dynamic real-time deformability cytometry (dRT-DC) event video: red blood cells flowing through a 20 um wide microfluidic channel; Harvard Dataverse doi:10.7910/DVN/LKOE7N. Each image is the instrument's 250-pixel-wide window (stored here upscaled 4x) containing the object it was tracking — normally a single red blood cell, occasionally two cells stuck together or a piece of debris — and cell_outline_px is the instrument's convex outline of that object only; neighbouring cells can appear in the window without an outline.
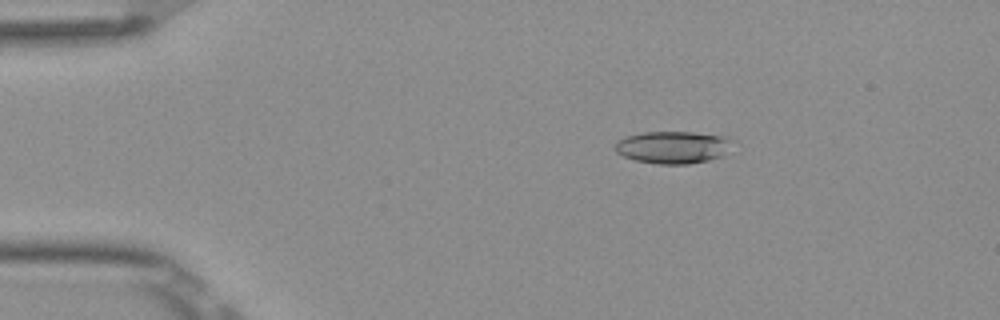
{"species": "Egyptian fruit bat (a non-hibernating species)", "species_latin": "Rousettus aegyptiacus", "temperature_condition": "room temperature", "stored_images_in_passage": 52, "camera_frame_rate_fps": 3000, "um_per_image_px": 0.085, "frame": {"image": 1, "passage_image": 9, "time_ms": 2.667, "image_size_px": [1000, 320], "cell_outline_px": [[732, 140], [724, 156], [708, 160], [688, 164], [656, 164], [636, 160], [624, 156], [616, 152], [616, 140], [624, 136], [644, 132], [692, 132], [728, 136]], "centroid_in_image_um": [57.2, 12.51], "position_along_channel_um": 27.8, "area_um2": 22.2}}
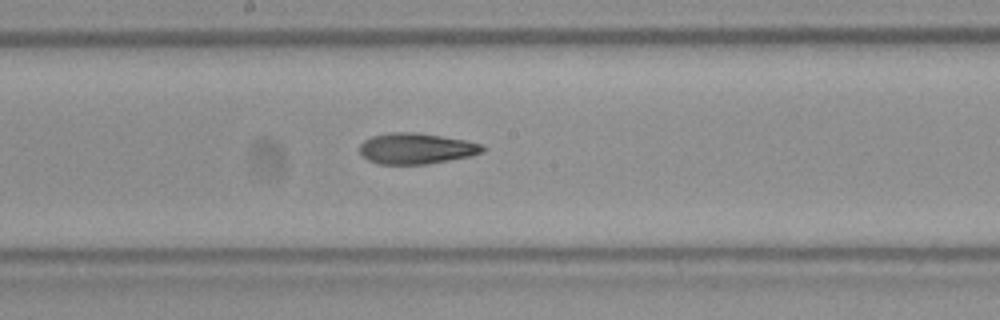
{"frame": {"image": 2, "passage_image": 28, "time_ms": 9.0, "image_size_px": [1000, 320], "cell_outline_px": [[488, 148], [484, 152], [472, 156], [428, 164], [380, 164], [368, 160], [360, 156], [360, 144], [364, 140], [372, 136], [388, 132], [416, 132], [464, 140], [480, 144]], "centroid_in_image_um": [35.38, 12.63], "position_along_channel_um": 212.8, "area_um2": 22.31}}
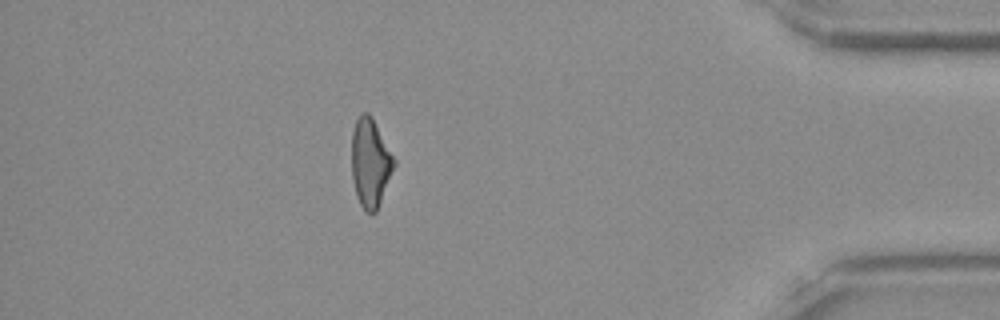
{"frame": {"image": 3, "passage_image": 46, "time_ms": 15.0, "image_size_px": [1000, 320], "cell_outline_px": [[396, 164], [376, 212], [368, 212], [360, 204], [356, 196], [352, 180], [352, 132], [356, 120], [360, 112], [368, 112], [372, 116], [396, 160]], "centroid_in_image_um": [31.48, 13.8], "position_along_channel_um": 403.7, "area_um2": 21.96}, "authors_computed_cell_mechanics": {"area_um2": 22.3108, "velocity_mm_per_s": 3.9096, "shape_relaxation_time_tau1_ms": null, "shape_relaxation_time_tau2_ms": 2.0351, "deformation_change_tau1": null, "deformation_change_tau2": 0.1016}}